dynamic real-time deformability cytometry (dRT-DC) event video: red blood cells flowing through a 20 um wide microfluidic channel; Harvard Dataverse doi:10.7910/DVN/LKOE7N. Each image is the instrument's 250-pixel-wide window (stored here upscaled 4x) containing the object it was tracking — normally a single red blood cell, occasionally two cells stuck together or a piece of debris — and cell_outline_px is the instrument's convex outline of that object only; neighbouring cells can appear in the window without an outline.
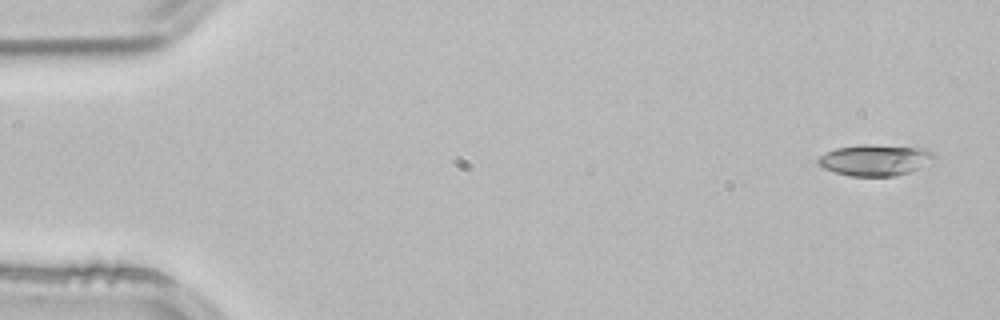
{"species": "common noctule bat (a hibernating species)", "species_latin": "Nyctalus noctula", "temperature_condition": "room temperature", "stored_images_in_passage": 4, "camera_frame_rate_fps": 3000, "um_per_image_px": 0.085, "animal": {"sex": "male", "body_mass_g": 21.5, "forearm_length_mm": 52.0}, "frame": {"image": 1, "passage_image": 1, "time_ms": 0.0, "image_size_px": [1000, 320], "cell_outline_px": [[936, 160], [908, 172], [896, 176], [848, 176], [824, 168], [816, 164], [816, 160], [820, 156], [836, 148], [864, 144], [868, 144], [924, 148], [932, 152], [936, 156]], "centroid_in_image_um": [74.39, 13.6], "position_along_channel_um": 10.6, "area_um2": 21.1}}